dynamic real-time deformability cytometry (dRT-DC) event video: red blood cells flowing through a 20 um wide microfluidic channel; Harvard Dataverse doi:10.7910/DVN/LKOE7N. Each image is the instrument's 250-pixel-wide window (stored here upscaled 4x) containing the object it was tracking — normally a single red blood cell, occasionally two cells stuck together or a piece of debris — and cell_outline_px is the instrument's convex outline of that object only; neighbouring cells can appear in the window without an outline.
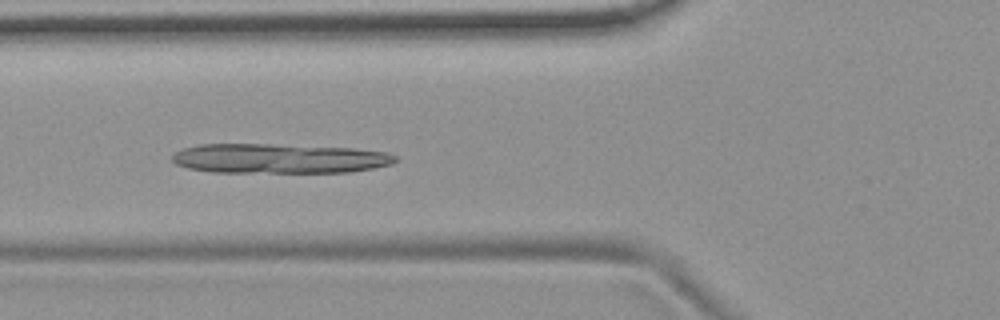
{"species": "common noctule bat (a hibernating species)", "species_latin": "Nyctalus noctula", "temperature_condition": "room temperature", "stored_images_in_passage": 8, "camera_frame_rate_fps": 3000, "um_per_image_px": 0.085, "animal": {"sex": "female", "body_mass_g": 19.9}, "frame": {"image": 1, "passage_image": 6, "time_ms": 5.667, "image_size_px": [1000, 320], "cell_outline_px": [[396, 160], [392, 164], [372, 168], [348, 172], [212, 172], [188, 168], [176, 164], [172, 160], [172, 156], [176, 152], [184, 148], [200, 144], [272, 144], [352, 148], [388, 152], [396, 156]], "centroid_in_image_um": [23.73, 13.47], "position_along_channel_um": 102.1, "area_um2": 38.49}}
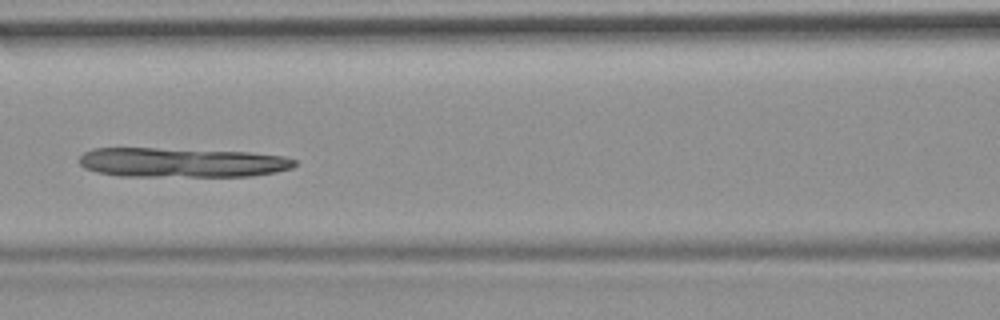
{"frame": {"image": 2, "passage_image": 7, "time_ms": 7.0, "image_size_px": [1000, 320], "cell_outline_px": [[296, 164], [292, 168], [276, 172], [252, 176], [120, 176], [96, 172], [84, 168], [80, 164], [80, 156], [84, 152], [92, 148], [156, 148], [252, 152], [284, 156], [296, 160]], "centroid_in_image_um": [15.45, 13.81], "position_along_channel_um": 151.1, "area_um2": 37.28}}